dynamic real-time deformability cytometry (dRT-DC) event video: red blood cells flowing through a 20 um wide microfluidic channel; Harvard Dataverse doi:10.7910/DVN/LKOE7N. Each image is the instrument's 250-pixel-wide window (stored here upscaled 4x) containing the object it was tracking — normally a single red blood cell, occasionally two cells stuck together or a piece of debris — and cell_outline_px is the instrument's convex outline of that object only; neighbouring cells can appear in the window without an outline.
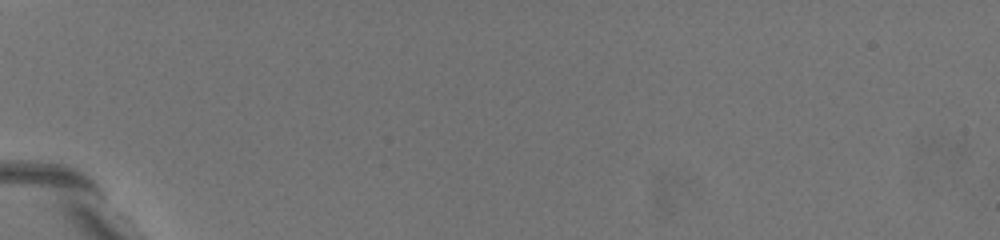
{"species": "common noctule bat (a hibernating species)", "species_latin": "Nyctalus noctula", "temperature_condition": "warm", "stored_images_in_passage": 3, "camera_frame_rate_fps": 3000, "um_per_image_px": 0.085, "animal": {"sex": "female", "body_mass_g": 19.5, "forearm_length_mm": 54.1}, "frame": {"image": 1, "passage_image": 1, "time_ms": 0.0, "image_size_px": [1000, 240], "cell_outline_px": [[184, 208], [180, 212], [176, 212], [168, 208], [120, 164], [112, 156], [108, 148], [112, 140], [128, 144], [140, 152], [180, 200]], "centroid_in_image_um": [12.31, 14.79], "position_along_channel_um": 72.7, "area_um2": 12.31}}